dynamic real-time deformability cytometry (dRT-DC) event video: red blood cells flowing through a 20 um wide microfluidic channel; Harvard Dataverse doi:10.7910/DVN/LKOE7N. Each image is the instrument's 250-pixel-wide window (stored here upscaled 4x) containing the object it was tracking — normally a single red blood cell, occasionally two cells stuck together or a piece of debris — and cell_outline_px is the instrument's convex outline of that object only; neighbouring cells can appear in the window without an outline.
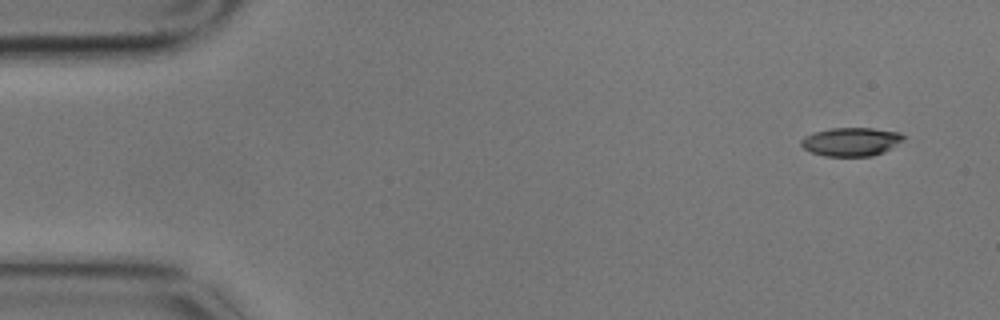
{"species": "common noctule bat (a hibernating species)", "species_latin": "Nyctalus noctula", "temperature_condition": "cold", "stored_images_in_passage": 6, "camera_frame_rate_fps": 3000, "um_per_image_px": 0.085, "animal": {"sex": "male", "body_mass_g": 17.9}, "frame": {"image": 1, "passage_image": 1, "time_ms": 0.0, "image_size_px": [1000, 320], "cell_outline_px": [[908, 136], [904, 140], [884, 152], [872, 156], [824, 156], [812, 152], [804, 148], [800, 144], [800, 140], [804, 136], [812, 132], [832, 128], [872, 128], [900, 132]], "centroid_in_image_um": [72.37, 12.04], "position_along_channel_um": 12.6, "area_um2": 17.22}}
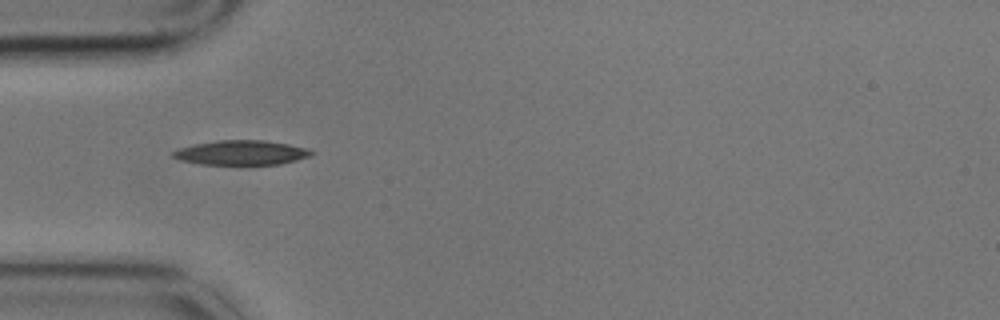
{"frame": {"image": 2, "passage_image": 5, "time_ms": 1.333, "image_size_px": [1000, 320], "cell_outline_px": [[316, 152], [312, 156], [280, 164], [200, 164], [180, 160], [172, 156], [172, 152], [180, 148], [196, 144], [220, 140], [264, 140], [288, 144], [308, 148]], "centroid_in_image_um": [20.57, 12.97], "position_along_channel_um": 64.4, "area_um2": 19.71}}